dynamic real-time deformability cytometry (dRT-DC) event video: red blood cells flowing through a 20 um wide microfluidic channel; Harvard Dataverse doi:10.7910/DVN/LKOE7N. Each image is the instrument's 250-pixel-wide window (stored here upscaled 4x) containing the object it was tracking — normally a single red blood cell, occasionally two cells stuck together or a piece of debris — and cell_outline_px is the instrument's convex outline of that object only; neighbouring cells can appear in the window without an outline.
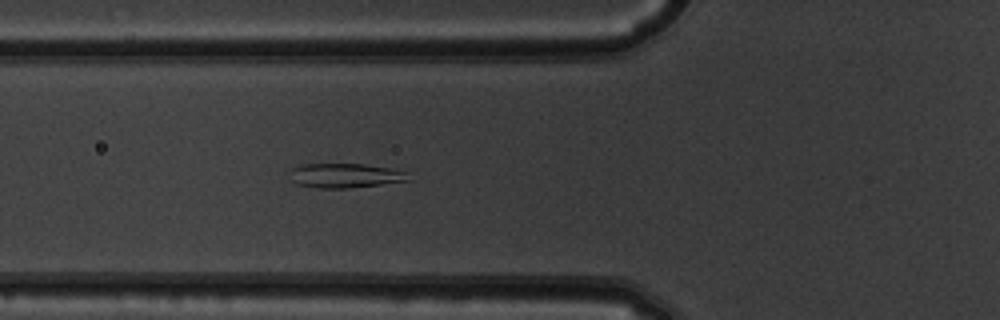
{"species": "common noctule bat (a hibernating species)", "species_latin": "Nyctalus noctula", "temperature_condition": "warm", "stored_images_in_passage": 39, "camera_frame_rate_fps": 3000, "um_per_image_px": 0.085, "animal": {"sex": "male", "body_mass_g": 19.5, "forearm_length_mm": 54.6}, "frame": {"image": 1, "passage_image": 6, "time_ms": 1.667, "image_size_px": [1000, 320], "cell_outline_px": [[412, 180], [348, 188], [316, 188], [296, 184], [292, 180], [292, 168], [304, 164], [364, 164], [388, 168], [408, 172]], "centroid_in_image_um": [29.37, 14.93], "position_along_channel_um": 96.4, "area_um2": 16.76}}
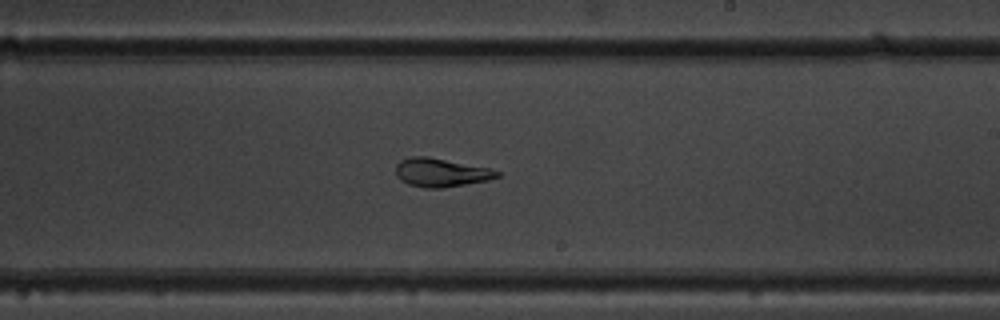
{"frame": {"image": 2, "passage_image": 18, "time_ms": 5.667, "image_size_px": [1000, 320], "cell_outline_px": [[500, 176], [488, 180], [440, 188], [424, 188], [408, 184], [400, 180], [396, 176], [396, 164], [400, 160], [412, 156], [428, 156], [488, 168], [500, 172]], "centroid_in_image_um": [37.43, 14.66], "position_along_channel_um": 251.6, "area_um2": 16.76}}
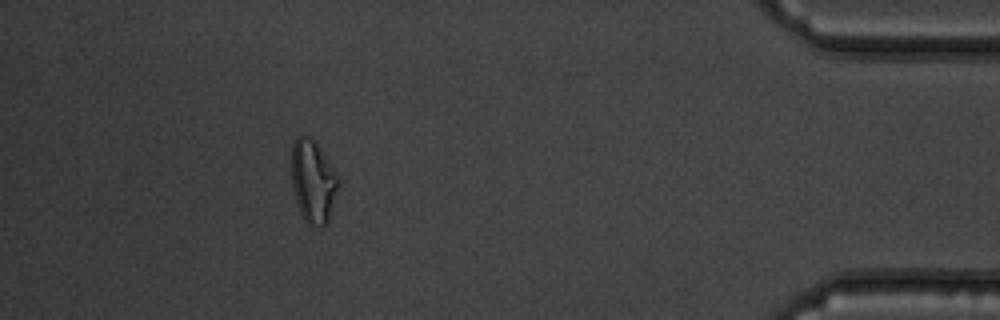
{"frame": {"image": 3, "passage_image": 34, "time_ms": 11.0, "image_size_px": [1000, 320], "cell_outline_px": [[340, 184], [328, 224], [320, 228], [308, 224], [304, 220], [300, 212], [292, 188], [292, 144], [296, 136], [312, 136], [336, 172], [340, 180]], "centroid_in_image_um": [26.63, 15.44], "position_along_channel_um": 408.6, "area_um2": 23.0}, "authors_computed_cell_mechanics": {"area_um2": 17.34, "velocity_mm_per_s": 3.8721, "shape_relaxation_time_tau1_ms": 8.4061, "shape_relaxation_time_tau2_ms": 1.9977, "deformation_change_tau1": 0.2075, "deformation_change_tau2": 0.0602}}